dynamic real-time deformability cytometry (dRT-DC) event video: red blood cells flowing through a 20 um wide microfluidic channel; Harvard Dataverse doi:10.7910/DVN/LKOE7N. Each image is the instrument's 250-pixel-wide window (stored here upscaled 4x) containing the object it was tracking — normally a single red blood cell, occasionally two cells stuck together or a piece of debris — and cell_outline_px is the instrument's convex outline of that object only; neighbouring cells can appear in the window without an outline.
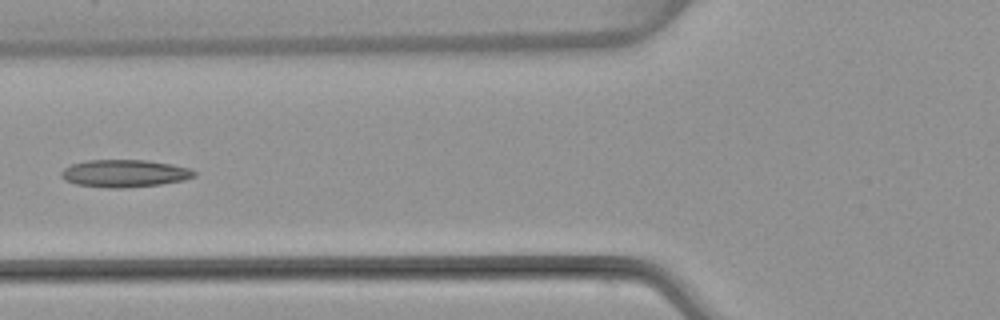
{"species": "common noctule bat (a hibernating species)", "species_latin": "Nyctalus noctula", "temperature_condition": "warm", "stored_images_in_passage": 6, "camera_frame_rate_fps": 3000, "um_per_image_px": 0.085, "animal": {"sex": "female", "body_mass_g": 22.7, "forearm_length_mm": 54.2}, "frame": {"image": 1, "passage_image": 5, "time_ms": 6.0, "image_size_px": [1000, 320], "cell_outline_px": [[196, 176], [184, 180], [160, 184], [124, 188], [108, 188], [76, 184], [64, 180], [60, 176], [60, 172], [64, 168], [72, 164], [88, 160], [148, 160], [172, 164], [188, 168], [196, 172]], "centroid_in_image_um": [10.57, 14.74], "position_along_channel_um": 115.2, "area_um2": 21.33}}
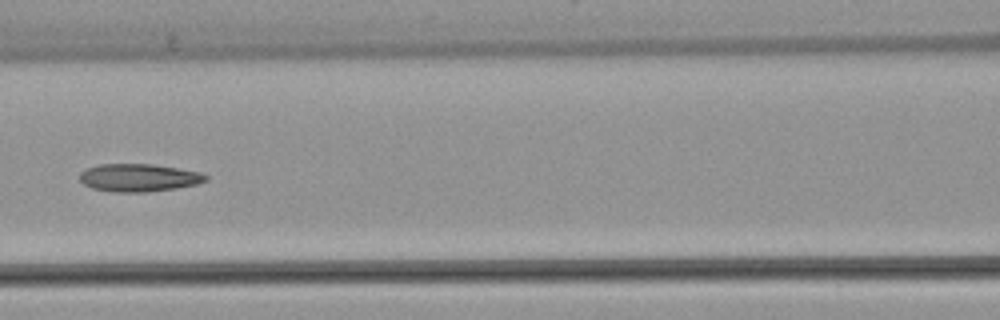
{"frame": {"image": 2, "passage_image": 6, "time_ms": 7.0, "image_size_px": [1000, 320], "cell_outline_px": [[208, 180], [196, 184], [176, 188], [144, 192], [112, 192], [92, 188], [84, 184], [80, 180], [80, 172], [88, 168], [100, 164], [152, 164], [200, 172], [208, 176]], "centroid_in_image_um": [11.79, 15.1], "position_along_channel_um": 154.8, "area_um2": 20.29}}